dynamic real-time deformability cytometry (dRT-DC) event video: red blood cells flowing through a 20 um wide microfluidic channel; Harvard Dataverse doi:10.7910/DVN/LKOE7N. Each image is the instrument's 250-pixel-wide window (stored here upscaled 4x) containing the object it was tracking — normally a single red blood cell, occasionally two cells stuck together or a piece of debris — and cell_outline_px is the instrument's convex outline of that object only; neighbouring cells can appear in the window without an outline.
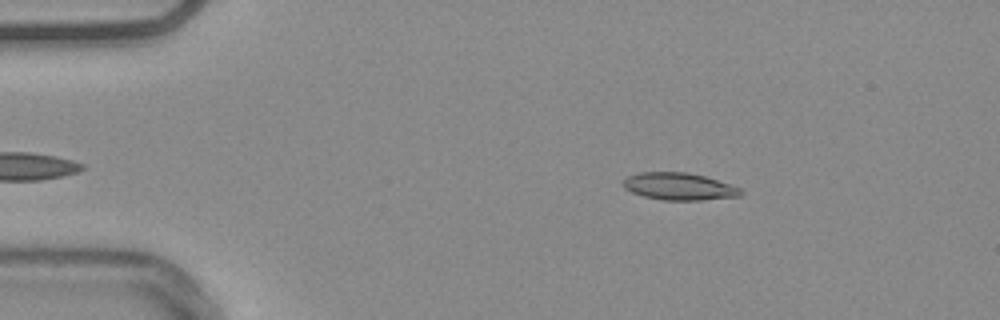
{"species": "common noctule bat (a hibernating species)", "species_latin": "Nyctalus noctula", "temperature_condition": "warm", "stored_images_in_passage": 48, "camera_frame_rate_fps": 3000, "um_per_image_px": 0.085, "animal": {"sex": "male", "body_mass_g": 20.4}, "frame": {"image": 1, "passage_image": 3, "time_ms": 0.667, "image_size_px": [1000, 320], "cell_outline_px": [[744, 192], [740, 196], [700, 200], [664, 200], [644, 196], [632, 192], [624, 188], [624, 180], [628, 176], [640, 172], [688, 172], [704, 176], [740, 188]], "centroid_in_image_um": [57.72, 15.85], "position_along_channel_um": 27.3, "area_um2": 18.44}}
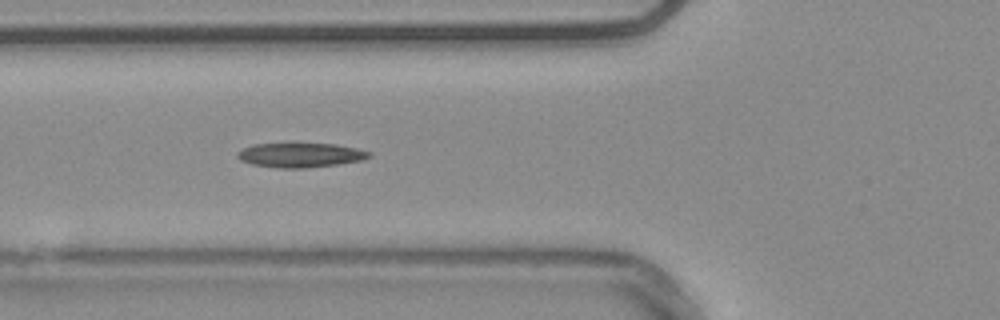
{"frame": {"image": 2, "passage_image": 14, "time_ms": 4.333, "image_size_px": [1000, 320], "cell_outline_px": [[372, 156], [360, 160], [336, 164], [304, 168], [276, 168], [252, 164], [240, 160], [236, 156], [236, 152], [252, 144], [336, 144], [356, 148], [372, 152]], "centroid_in_image_um": [25.51, 13.18], "position_along_channel_um": 100.3, "area_um2": 18.61}}
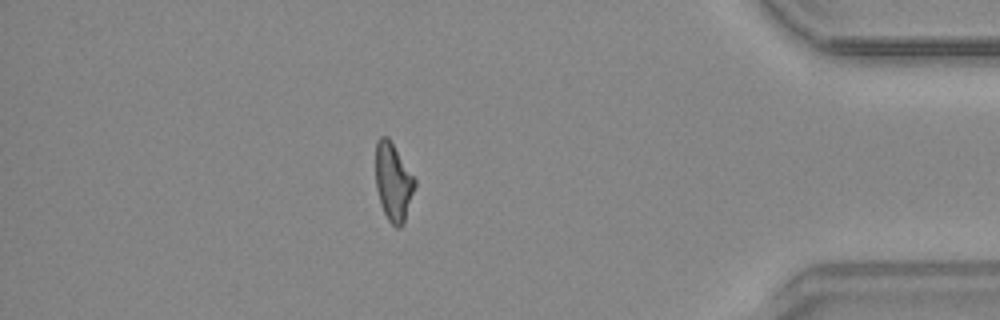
{"frame": {"image": 3, "passage_image": 41, "time_ms": 13.333, "image_size_px": [1000, 320], "cell_outline_px": [[416, 184], [404, 224], [400, 228], [396, 228], [388, 220], [380, 204], [376, 188], [376, 140], [380, 136], [388, 136], [416, 180]], "centroid_in_image_um": [33.42, 15.48], "position_along_channel_um": 401.8, "area_um2": 17.86}, "authors_computed_cell_mechanics": {"area_um2": 18.3226, "velocity_mm_per_s": 3.7761, "shape_relaxation_time_tau1_ms": null, "shape_relaxation_time_tau2_ms": 8.8122, "deformation_change_tau1": null, "deformation_change_tau2": 0.2137}}